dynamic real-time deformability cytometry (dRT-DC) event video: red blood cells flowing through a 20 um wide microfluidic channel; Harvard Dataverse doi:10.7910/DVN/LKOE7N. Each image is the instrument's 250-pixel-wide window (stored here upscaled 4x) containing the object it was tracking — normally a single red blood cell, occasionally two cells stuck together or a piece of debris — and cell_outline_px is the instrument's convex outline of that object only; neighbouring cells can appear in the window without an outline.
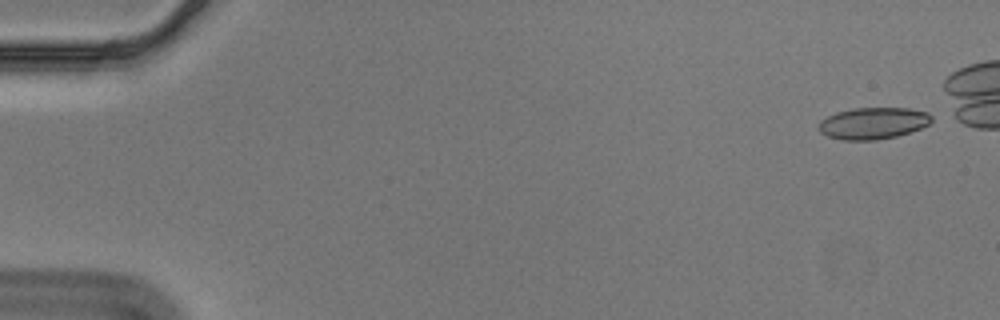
{"species": "Egyptian fruit bat (a non-hibernating species)", "species_latin": "Rousettus aegyptiacus", "temperature_condition": "cold", "stored_images_in_passage": 49, "camera_frame_rate_fps": 3000, "um_per_image_px": 0.085, "animal": {"sex": "male"}, "frame": {"image": 1, "passage_image": 2, "time_ms": 0.333, "image_size_px": [1000, 320], "cell_outline_px": [[932, 120], [928, 124], [920, 128], [896, 136], [876, 140], [844, 140], [828, 136], [820, 132], [816, 128], [820, 120], [836, 112], [852, 108], [908, 108], [928, 112], [932, 116]], "centroid_in_image_um": [74.18, 10.47], "position_along_channel_um": 10.8, "area_um2": 20.87}}
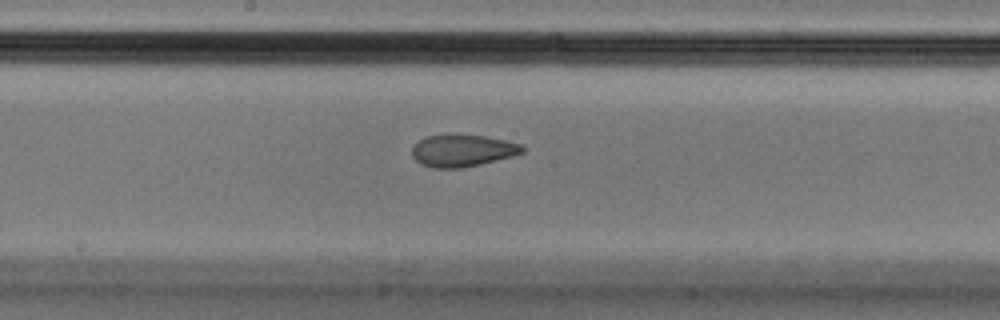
{"frame": {"image": 2, "passage_image": 30, "time_ms": 9.667, "image_size_px": [1000, 320], "cell_outline_px": [[524, 152], [512, 156], [480, 164], [460, 168], [432, 168], [420, 164], [412, 156], [412, 148], [424, 136], [484, 136], [524, 144]], "centroid_in_image_um": [39.32, 12.82], "position_along_channel_um": 208.9, "area_um2": 20.23}}
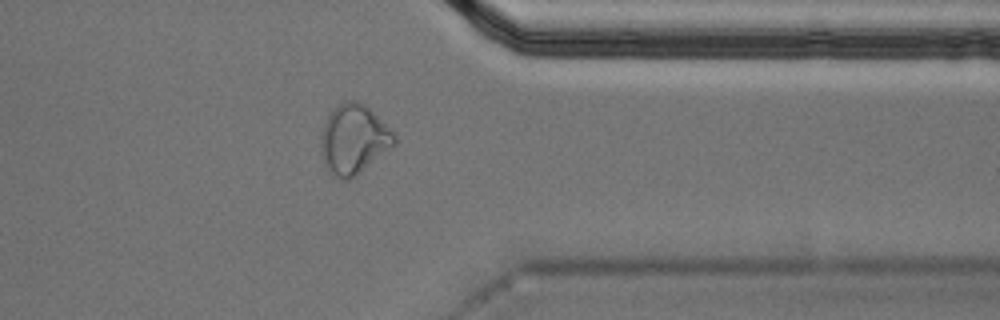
{"frame": {"image": 3, "passage_image": 45, "time_ms": 14.667, "image_size_px": [1000, 320], "cell_outline_px": [[396, 144], [356, 176], [348, 180], [340, 180], [324, 164], [320, 148], [320, 140], [324, 124], [328, 116], [340, 104], [348, 100], [360, 100], [392, 128], [396, 136]], "centroid_in_image_um": [30.1, 11.84], "position_along_channel_um": 381.3, "area_um2": 29.77}}